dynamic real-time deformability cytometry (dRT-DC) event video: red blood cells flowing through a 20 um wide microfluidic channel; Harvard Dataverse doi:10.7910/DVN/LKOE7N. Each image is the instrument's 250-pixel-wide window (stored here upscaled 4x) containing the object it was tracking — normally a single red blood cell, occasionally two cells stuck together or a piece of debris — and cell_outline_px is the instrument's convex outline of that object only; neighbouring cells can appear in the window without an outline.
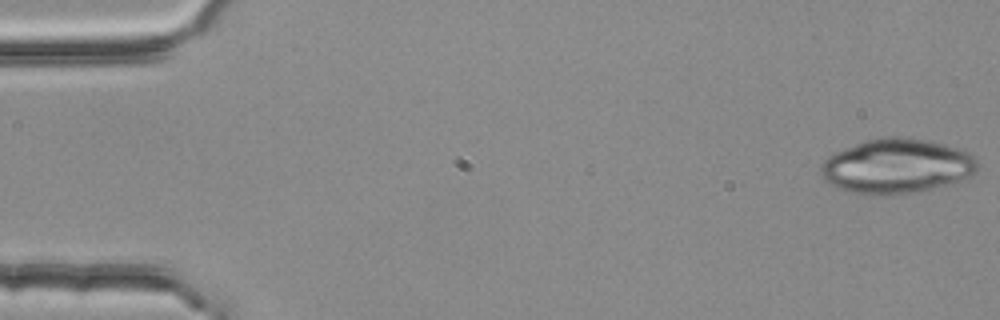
{"species": "common noctule bat (a hibernating species)", "species_latin": "Nyctalus noctula", "temperature_condition": "room temperature", "stored_images_in_passage": 11, "camera_frame_rate_fps": 3000, "um_per_image_px": 0.085, "animal": {"sex": "female", "body_mass_g": 25.1}, "frame": {"image": 1, "passage_image": 1, "time_ms": 0.0, "image_size_px": [1000, 320], "cell_outline_px": [[980, 168], [976, 172], [952, 184], [916, 192], [892, 196], [872, 196], [852, 192], [840, 188], [824, 180], [820, 172], [820, 164], [828, 156], [844, 148], [880, 136], [892, 136], [928, 140], [944, 144], [956, 148], [972, 156], [980, 164]], "centroid_in_image_um": [76.21, 14.14], "position_along_channel_um": 8.8, "area_um2": 50.17}}